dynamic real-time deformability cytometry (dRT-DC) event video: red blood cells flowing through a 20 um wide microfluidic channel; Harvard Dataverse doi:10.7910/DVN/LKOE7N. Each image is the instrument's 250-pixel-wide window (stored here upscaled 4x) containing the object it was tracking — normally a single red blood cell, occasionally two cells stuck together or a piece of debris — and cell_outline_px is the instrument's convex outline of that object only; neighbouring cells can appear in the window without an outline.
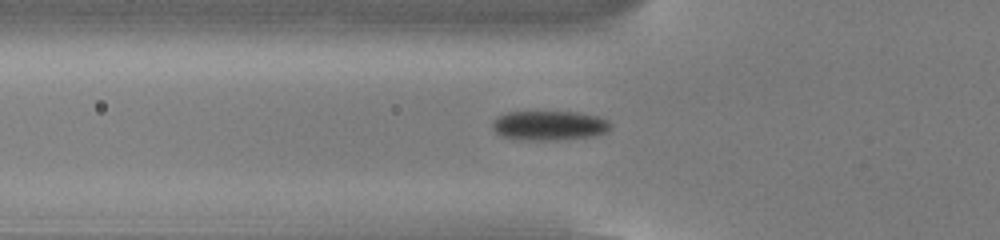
{"species": "common noctule bat (a hibernating species)", "species_latin": "Nyctalus noctula", "temperature_condition": "cold", "stored_images_in_passage": 53, "camera_frame_rate_fps": 3000, "um_per_image_px": 0.085, "animal": {"sex": "male", "body_mass_g": 13.0, "forearm_length_mm": 53.1}, "frame": {"image": 1, "passage_image": 18, "time_ms": 5.667, "image_size_px": [1000, 240], "cell_outline_px": [[612, 124], [608, 132], [592, 136], [548, 140], [520, 140], [500, 136], [492, 128], [492, 120], [496, 116], [508, 112], [580, 112], [600, 116], [608, 120]], "centroid_in_image_um": [46.68, 10.66], "position_along_channel_um": 79.1, "area_um2": 20.58}}
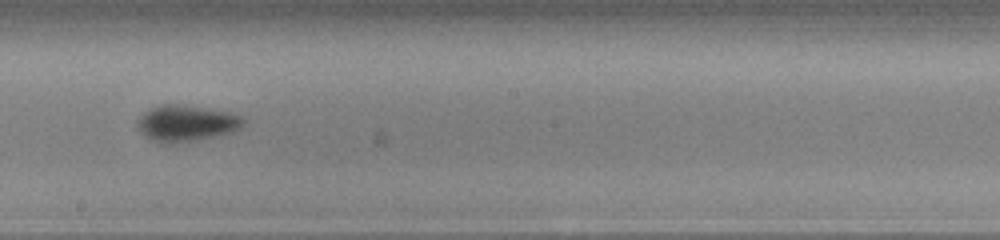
{"frame": {"image": 2, "passage_image": 30, "time_ms": 9.667, "image_size_px": [1000, 240], "cell_outline_px": [[244, 124], [240, 128], [232, 132], [172, 144], [168, 144], [152, 140], [140, 132], [136, 124], [136, 120], [148, 108], [160, 104], [180, 104], [228, 112], [240, 116], [244, 120]], "centroid_in_image_um": [15.77, 10.46], "position_along_channel_um": 232.4, "area_um2": 22.2}}
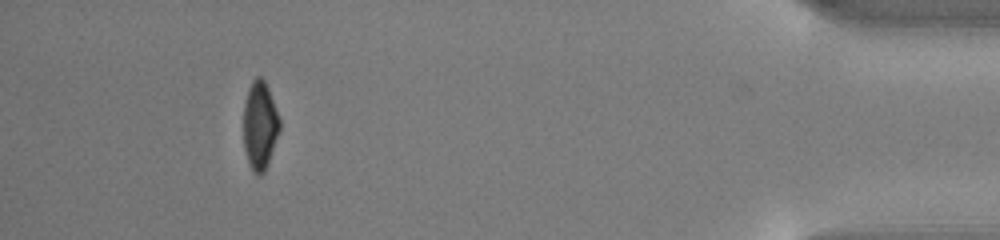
{"frame": {"image": 3, "passage_image": 49, "time_ms": 16.0, "image_size_px": [1000, 240], "cell_outline_px": [[280, 132], [268, 164], [264, 172], [260, 176], [256, 176], [252, 172], [244, 148], [244, 100], [248, 88], [252, 80], [256, 76], [260, 76], [264, 80], [268, 88], [280, 116]], "centroid_in_image_um": [22.1, 10.67], "position_along_channel_um": 413.1, "area_um2": 18.96}, "authors_computed_cell_mechanics": {"area_um2": 19.8832, "velocity_mm_per_s": 3.822, "shape_relaxation_time_tau1_ms": 2.2914, "shape_relaxation_time_tau2_ms": null, "deformation_change_tau1": 0.115, "deformation_change_tau2": null}}